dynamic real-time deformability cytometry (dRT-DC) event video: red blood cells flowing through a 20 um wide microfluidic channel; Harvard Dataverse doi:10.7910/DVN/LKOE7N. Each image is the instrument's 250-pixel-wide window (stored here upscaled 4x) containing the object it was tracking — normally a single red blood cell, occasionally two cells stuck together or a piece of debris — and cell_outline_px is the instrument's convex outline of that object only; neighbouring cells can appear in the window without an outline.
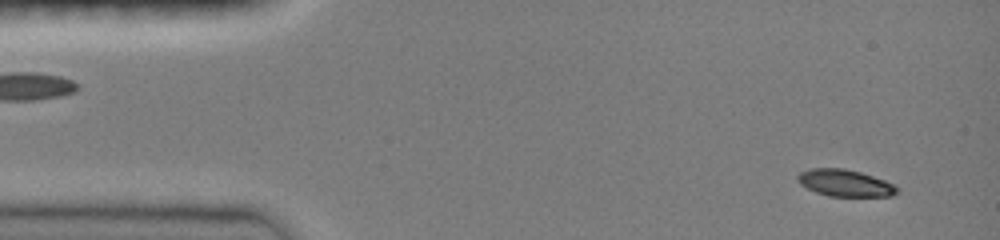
{"species": "common noctule bat (a hibernating species)", "species_latin": "Nyctalus noctula", "temperature_condition": "room temperature", "stored_images_in_passage": 48, "camera_frame_rate_fps": 3000, "um_per_image_px": 0.085, "animal": {"sex": "female", "body_mass_g": 19.0, "forearm_length_mm": 51.5}, "frame": {"image": 1, "passage_image": 3, "time_ms": 0.667, "image_size_px": [1000, 240], "cell_outline_px": [[900, 188], [892, 196], [828, 196], [816, 192], [800, 184], [796, 180], [796, 176], [800, 172], [808, 168], [844, 168], [860, 172], [884, 180]], "centroid_in_image_um": [71.78, 15.55], "position_along_channel_um": 13.2, "area_um2": 15.55}}
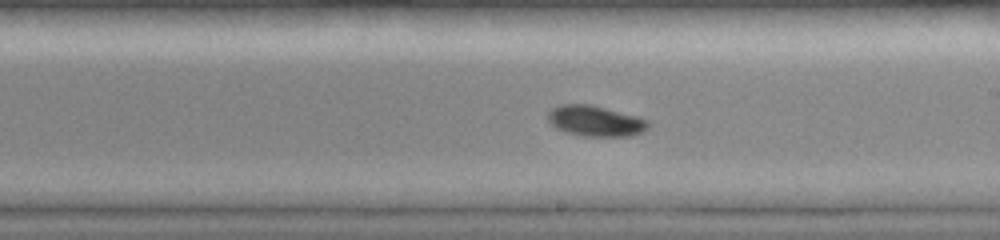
{"frame": {"image": 2, "passage_image": 27, "time_ms": 8.667, "image_size_px": [1000, 240], "cell_outline_px": [[648, 128], [644, 132], [632, 136], [580, 136], [556, 128], [548, 120], [548, 112], [552, 108], [560, 104], [588, 104], [636, 116], [648, 120]], "centroid_in_image_um": [50.61, 10.29], "position_along_channel_um": 238.4, "area_um2": 17.8}}
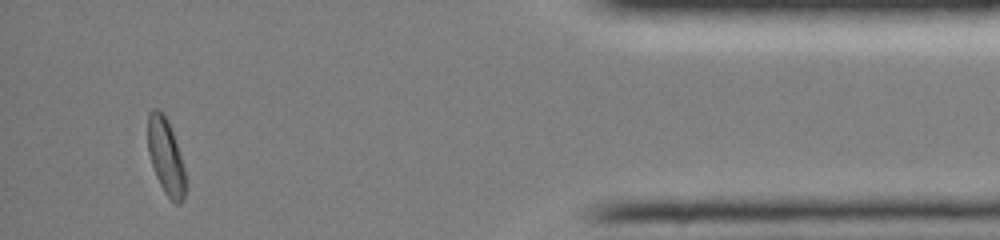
{"frame": {"image": 3, "passage_image": 44, "time_ms": 14.333, "image_size_px": [1000, 240], "cell_outline_px": [[188, 188], [184, 200], [180, 204], [176, 204], [164, 192], [156, 176], [148, 152], [148, 112], [152, 108], [160, 108], [164, 112], [168, 120], [184, 168], [188, 184]], "centroid_in_image_um": [14.12, 13.32], "position_along_channel_um": 421.1, "area_um2": 16.94}}